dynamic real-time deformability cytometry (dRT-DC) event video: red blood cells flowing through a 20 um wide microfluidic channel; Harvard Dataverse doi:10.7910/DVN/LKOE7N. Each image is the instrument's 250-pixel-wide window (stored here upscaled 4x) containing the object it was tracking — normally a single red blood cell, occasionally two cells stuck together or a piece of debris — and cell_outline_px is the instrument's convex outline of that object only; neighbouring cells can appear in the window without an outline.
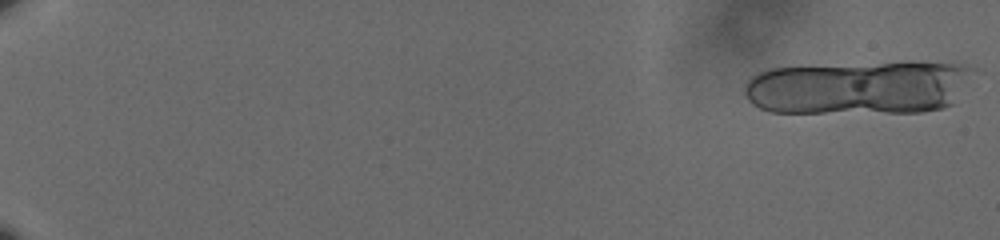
{"species": "human", "species_latin": "Homo sapiens", "temperature_condition": "cold", "stored_images_in_passage": 31, "camera_frame_rate_fps": 3000, "um_per_image_px": 0.085, "donor": {"sex": "male"}, "frame": {"image": 1, "passage_image": 1, "time_ms": 0.0, "image_size_px": [1000, 240], "cell_outline_px": [[976, 68], [952, 104], [944, 108], [920, 112], [768, 112], [752, 104], [744, 96], [744, 88], [748, 80], [756, 72], [772, 68], [880, 64], [964, 64]], "centroid_in_image_um": [72.93, 7.48], "position_along_channel_um": 12.1, "area_um2": 70.4}}
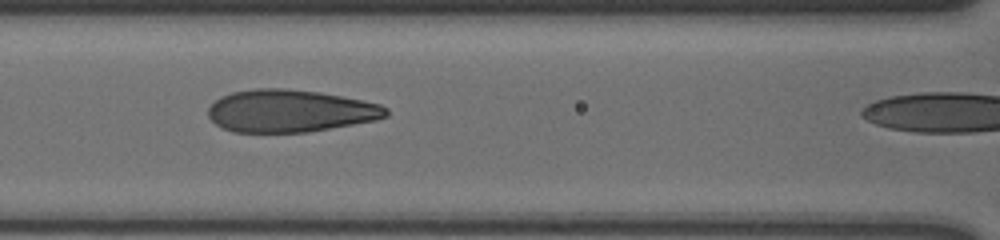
{"frame": {"image": 2, "passage_image": 27, "time_ms": 8.667, "image_size_px": [1000, 240], "cell_outline_px": [[388, 116], [376, 120], [308, 132], [232, 132], [220, 128], [208, 116], [208, 108], [220, 96], [232, 92], [256, 88], [284, 88], [320, 92], [380, 104], [388, 108]], "centroid_in_image_um": [24.63, 9.43], "position_along_channel_um": 142.0, "area_um2": 44.04}}
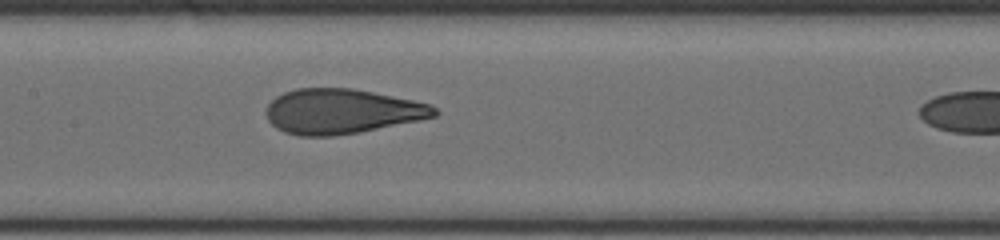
{"frame": {"image": 3, "passage_image": 30, "time_ms": 9.667, "image_size_px": [1000, 240], "cell_outline_px": [[440, 112], [436, 116], [420, 120], [360, 132], [332, 136], [300, 136], [284, 132], [276, 128], [268, 120], [268, 104], [276, 96], [284, 92], [296, 88], [352, 88], [432, 104]], "centroid_in_image_um": [29.07, 9.47], "position_along_channel_um": 178.3, "area_um2": 43.93}}